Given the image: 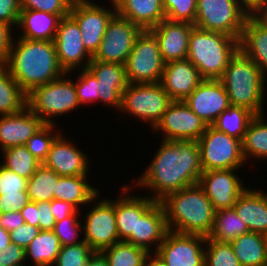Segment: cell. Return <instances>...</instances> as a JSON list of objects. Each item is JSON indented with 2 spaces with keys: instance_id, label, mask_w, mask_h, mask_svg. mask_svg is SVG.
<instances>
[{
  "instance_id": "cell-23",
  "label": "cell",
  "mask_w": 267,
  "mask_h": 266,
  "mask_svg": "<svg viewBox=\"0 0 267 266\" xmlns=\"http://www.w3.org/2000/svg\"><path fill=\"white\" fill-rule=\"evenodd\" d=\"M203 80L186 58L165 63L160 83L173 101H184Z\"/></svg>"
},
{
  "instance_id": "cell-61",
  "label": "cell",
  "mask_w": 267,
  "mask_h": 266,
  "mask_svg": "<svg viewBox=\"0 0 267 266\" xmlns=\"http://www.w3.org/2000/svg\"><path fill=\"white\" fill-rule=\"evenodd\" d=\"M71 4H75L77 2L83 1V0H68Z\"/></svg>"
},
{
  "instance_id": "cell-3",
  "label": "cell",
  "mask_w": 267,
  "mask_h": 266,
  "mask_svg": "<svg viewBox=\"0 0 267 266\" xmlns=\"http://www.w3.org/2000/svg\"><path fill=\"white\" fill-rule=\"evenodd\" d=\"M166 214L169 231L208 237L215 218V209L199 184L168 194L160 201Z\"/></svg>"
},
{
  "instance_id": "cell-28",
  "label": "cell",
  "mask_w": 267,
  "mask_h": 266,
  "mask_svg": "<svg viewBox=\"0 0 267 266\" xmlns=\"http://www.w3.org/2000/svg\"><path fill=\"white\" fill-rule=\"evenodd\" d=\"M116 13L142 30H150L166 19L162 0H114Z\"/></svg>"
},
{
  "instance_id": "cell-18",
  "label": "cell",
  "mask_w": 267,
  "mask_h": 266,
  "mask_svg": "<svg viewBox=\"0 0 267 266\" xmlns=\"http://www.w3.org/2000/svg\"><path fill=\"white\" fill-rule=\"evenodd\" d=\"M184 102L207 125L230 107L226 89L220 80L214 79H204Z\"/></svg>"
},
{
  "instance_id": "cell-41",
  "label": "cell",
  "mask_w": 267,
  "mask_h": 266,
  "mask_svg": "<svg viewBox=\"0 0 267 266\" xmlns=\"http://www.w3.org/2000/svg\"><path fill=\"white\" fill-rule=\"evenodd\" d=\"M205 266H242L229 242H218L206 237Z\"/></svg>"
},
{
  "instance_id": "cell-48",
  "label": "cell",
  "mask_w": 267,
  "mask_h": 266,
  "mask_svg": "<svg viewBox=\"0 0 267 266\" xmlns=\"http://www.w3.org/2000/svg\"><path fill=\"white\" fill-rule=\"evenodd\" d=\"M21 10L20 0H0V22L15 28Z\"/></svg>"
},
{
  "instance_id": "cell-54",
  "label": "cell",
  "mask_w": 267,
  "mask_h": 266,
  "mask_svg": "<svg viewBox=\"0 0 267 266\" xmlns=\"http://www.w3.org/2000/svg\"><path fill=\"white\" fill-rule=\"evenodd\" d=\"M23 224H25V220L20 211H11L0 214V227L8 232L22 226Z\"/></svg>"
},
{
  "instance_id": "cell-12",
  "label": "cell",
  "mask_w": 267,
  "mask_h": 266,
  "mask_svg": "<svg viewBox=\"0 0 267 266\" xmlns=\"http://www.w3.org/2000/svg\"><path fill=\"white\" fill-rule=\"evenodd\" d=\"M141 32L139 26L116 13L109 21L99 49L92 58L124 65Z\"/></svg>"
},
{
  "instance_id": "cell-2",
  "label": "cell",
  "mask_w": 267,
  "mask_h": 266,
  "mask_svg": "<svg viewBox=\"0 0 267 266\" xmlns=\"http://www.w3.org/2000/svg\"><path fill=\"white\" fill-rule=\"evenodd\" d=\"M15 42L12 39L5 67L26 94L66 73L59 64L53 41L18 37Z\"/></svg>"
},
{
  "instance_id": "cell-36",
  "label": "cell",
  "mask_w": 267,
  "mask_h": 266,
  "mask_svg": "<svg viewBox=\"0 0 267 266\" xmlns=\"http://www.w3.org/2000/svg\"><path fill=\"white\" fill-rule=\"evenodd\" d=\"M27 94L12 78L5 66H0V116L12 115L26 107Z\"/></svg>"
},
{
  "instance_id": "cell-55",
  "label": "cell",
  "mask_w": 267,
  "mask_h": 266,
  "mask_svg": "<svg viewBox=\"0 0 267 266\" xmlns=\"http://www.w3.org/2000/svg\"><path fill=\"white\" fill-rule=\"evenodd\" d=\"M25 223L38 227L39 218L37 215L36 202H29L23 209L20 210Z\"/></svg>"
},
{
  "instance_id": "cell-42",
  "label": "cell",
  "mask_w": 267,
  "mask_h": 266,
  "mask_svg": "<svg viewBox=\"0 0 267 266\" xmlns=\"http://www.w3.org/2000/svg\"><path fill=\"white\" fill-rule=\"evenodd\" d=\"M56 127L55 124H44L25 144L28 151L40 163L46 159L52 142L61 133L60 130H55Z\"/></svg>"
},
{
  "instance_id": "cell-59",
  "label": "cell",
  "mask_w": 267,
  "mask_h": 266,
  "mask_svg": "<svg viewBox=\"0 0 267 266\" xmlns=\"http://www.w3.org/2000/svg\"><path fill=\"white\" fill-rule=\"evenodd\" d=\"M10 243L11 241L9 232L0 227V250L9 246Z\"/></svg>"
},
{
  "instance_id": "cell-50",
  "label": "cell",
  "mask_w": 267,
  "mask_h": 266,
  "mask_svg": "<svg viewBox=\"0 0 267 266\" xmlns=\"http://www.w3.org/2000/svg\"><path fill=\"white\" fill-rule=\"evenodd\" d=\"M39 231V227L25 223L9 232L10 241L26 249L30 242L39 234Z\"/></svg>"
},
{
  "instance_id": "cell-44",
  "label": "cell",
  "mask_w": 267,
  "mask_h": 266,
  "mask_svg": "<svg viewBox=\"0 0 267 266\" xmlns=\"http://www.w3.org/2000/svg\"><path fill=\"white\" fill-rule=\"evenodd\" d=\"M166 19L194 24L197 0H162Z\"/></svg>"
},
{
  "instance_id": "cell-60",
  "label": "cell",
  "mask_w": 267,
  "mask_h": 266,
  "mask_svg": "<svg viewBox=\"0 0 267 266\" xmlns=\"http://www.w3.org/2000/svg\"><path fill=\"white\" fill-rule=\"evenodd\" d=\"M256 15L267 24V2L264 6L256 13Z\"/></svg>"
},
{
  "instance_id": "cell-26",
  "label": "cell",
  "mask_w": 267,
  "mask_h": 266,
  "mask_svg": "<svg viewBox=\"0 0 267 266\" xmlns=\"http://www.w3.org/2000/svg\"><path fill=\"white\" fill-rule=\"evenodd\" d=\"M239 49L267 74V24L250 14L239 40Z\"/></svg>"
},
{
  "instance_id": "cell-32",
  "label": "cell",
  "mask_w": 267,
  "mask_h": 266,
  "mask_svg": "<svg viewBox=\"0 0 267 266\" xmlns=\"http://www.w3.org/2000/svg\"><path fill=\"white\" fill-rule=\"evenodd\" d=\"M242 266H267V236L248 232L230 242Z\"/></svg>"
},
{
  "instance_id": "cell-19",
  "label": "cell",
  "mask_w": 267,
  "mask_h": 266,
  "mask_svg": "<svg viewBox=\"0 0 267 266\" xmlns=\"http://www.w3.org/2000/svg\"><path fill=\"white\" fill-rule=\"evenodd\" d=\"M60 133L52 142L42 165L54 170L59 176L88 175V157Z\"/></svg>"
},
{
  "instance_id": "cell-21",
  "label": "cell",
  "mask_w": 267,
  "mask_h": 266,
  "mask_svg": "<svg viewBox=\"0 0 267 266\" xmlns=\"http://www.w3.org/2000/svg\"><path fill=\"white\" fill-rule=\"evenodd\" d=\"M194 24L164 19L150 31L159 42V50L165 63L186 59L189 37Z\"/></svg>"
},
{
  "instance_id": "cell-47",
  "label": "cell",
  "mask_w": 267,
  "mask_h": 266,
  "mask_svg": "<svg viewBox=\"0 0 267 266\" xmlns=\"http://www.w3.org/2000/svg\"><path fill=\"white\" fill-rule=\"evenodd\" d=\"M21 9H30L58 15H69L71 3L68 0H20Z\"/></svg>"
},
{
  "instance_id": "cell-34",
  "label": "cell",
  "mask_w": 267,
  "mask_h": 266,
  "mask_svg": "<svg viewBox=\"0 0 267 266\" xmlns=\"http://www.w3.org/2000/svg\"><path fill=\"white\" fill-rule=\"evenodd\" d=\"M265 115H255L250 121L244 134L242 144V154L244 160L267 158V121Z\"/></svg>"
},
{
  "instance_id": "cell-7",
  "label": "cell",
  "mask_w": 267,
  "mask_h": 266,
  "mask_svg": "<svg viewBox=\"0 0 267 266\" xmlns=\"http://www.w3.org/2000/svg\"><path fill=\"white\" fill-rule=\"evenodd\" d=\"M173 102L159 83H128L122 93L121 112L148 123L153 130Z\"/></svg>"
},
{
  "instance_id": "cell-40",
  "label": "cell",
  "mask_w": 267,
  "mask_h": 266,
  "mask_svg": "<svg viewBox=\"0 0 267 266\" xmlns=\"http://www.w3.org/2000/svg\"><path fill=\"white\" fill-rule=\"evenodd\" d=\"M2 154L5 161L1 164L7 169L28 180L42 165V163L33 157L25 145L2 150Z\"/></svg>"
},
{
  "instance_id": "cell-9",
  "label": "cell",
  "mask_w": 267,
  "mask_h": 266,
  "mask_svg": "<svg viewBox=\"0 0 267 266\" xmlns=\"http://www.w3.org/2000/svg\"><path fill=\"white\" fill-rule=\"evenodd\" d=\"M128 83H159L165 62L159 42L150 30H142L124 64Z\"/></svg>"
},
{
  "instance_id": "cell-16",
  "label": "cell",
  "mask_w": 267,
  "mask_h": 266,
  "mask_svg": "<svg viewBox=\"0 0 267 266\" xmlns=\"http://www.w3.org/2000/svg\"><path fill=\"white\" fill-rule=\"evenodd\" d=\"M53 43L59 64L69 76L76 69L87 68L92 60L84 48L79 26L70 15L61 18Z\"/></svg>"
},
{
  "instance_id": "cell-17",
  "label": "cell",
  "mask_w": 267,
  "mask_h": 266,
  "mask_svg": "<svg viewBox=\"0 0 267 266\" xmlns=\"http://www.w3.org/2000/svg\"><path fill=\"white\" fill-rule=\"evenodd\" d=\"M236 170L238 169L211 170L202 173L198 184L205 191L215 211L233 208L236 200L247 189L236 174Z\"/></svg>"
},
{
  "instance_id": "cell-56",
  "label": "cell",
  "mask_w": 267,
  "mask_h": 266,
  "mask_svg": "<svg viewBox=\"0 0 267 266\" xmlns=\"http://www.w3.org/2000/svg\"><path fill=\"white\" fill-rule=\"evenodd\" d=\"M250 14H256L266 3V0H238Z\"/></svg>"
},
{
  "instance_id": "cell-33",
  "label": "cell",
  "mask_w": 267,
  "mask_h": 266,
  "mask_svg": "<svg viewBox=\"0 0 267 266\" xmlns=\"http://www.w3.org/2000/svg\"><path fill=\"white\" fill-rule=\"evenodd\" d=\"M61 247L52 230H40L25 249L26 260L30 257L35 266H54Z\"/></svg>"
},
{
  "instance_id": "cell-8",
  "label": "cell",
  "mask_w": 267,
  "mask_h": 266,
  "mask_svg": "<svg viewBox=\"0 0 267 266\" xmlns=\"http://www.w3.org/2000/svg\"><path fill=\"white\" fill-rule=\"evenodd\" d=\"M250 12L238 0H197L194 26L240 40Z\"/></svg>"
},
{
  "instance_id": "cell-11",
  "label": "cell",
  "mask_w": 267,
  "mask_h": 266,
  "mask_svg": "<svg viewBox=\"0 0 267 266\" xmlns=\"http://www.w3.org/2000/svg\"><path fill=\"white\" fill-rule=\"evenodd\" d=\"M113 9L83 0L71 4L69 15L77 22L82 34V42L86 51L93 57L99 49L107 25L116 14L114 0H109Z\"/></svg>"
},
{
  "instance_id": "cell-46",
  "label": "cell",
  "mask_w": 267,
  "mask_h": 266,
  "mask_svg": "<svg viewBox=\"0 0 267 266\" xmlns=\"http://www.w3.org/2000/svg\"><path fill=\"white\" fill-rule=\"evenodd\" d=\"M79 78L75 82L76 94L80 106L100 100L97 89V79L94 74L88 69H79Z\"/></svg>"
},
{
  "instance_id": "cell-4",
  "label": "cell",
  "mask_w": 267,
  "mask_h": 266,
  "mask_svg": "<svg viewBox=\"0 0 267 266\" xmlns=\"http://www.w3.org/2000/svg\"><path fill=\"white\" fill-rule=\"evenodd\" d=\"M266 76L261 69L240 49L230 59L219 79L230 106L244 107L255 115L264 114Z\"/></svg>"
},
{
  "instance_id": "cell-10",
  "label": "cell",
  "mask_w": 267,
  "mask_h": 266,
  "mask_svg": "<svg viewBox=\"0 0 267 266\" xmlns=\"http://www.w3.org/2000/svg\"><path fill=\"white\" fill-rule=\"evenodd\" d=\"M203 172L240 169L245 163L241 140L208 125L198 140Z\"/></svg>"
},
{
  "instance_id": "cell-25",
  "label": "cell",
  "mask_w": 267,
  "mask_h": 266,
  "mask_svg": "<svg viewBox=\"0 0 267 266\" xmlns=\"http://www.w3.org/2000/svg\"><path fill=\"white\" fill-rule=\"evenodd\" d=\"M123 188L124 195L121 194V197L115 199L116 224L120 241H125L131 234H136L137 218L155 202L150 196L129 195L131 186L125 185Z\"/></svg>"
},
{
  "instance_id": "cell-45",
  "label": "cell",
  "mask_w": 267,
  "mask_h": 266,
  "mask_svg": "<svg viewBox=\"0 0 267 266\" xmlns=\"http://www.w3.org/2000/svg\"><path fill=\"white\" fill-rule=\"evenodd\" d=\"M79 213L77 211L75 214L55 223L52 231L58 237L61 246L76 245L84 241L78 238L79 232L81 234V230H83V223L78 219Z\"/></svg>"
},
{
  "instance_id": "cell-5",
  "label": "cell",
  "mask_w": 267,
  "mask_h": 266,
  "mask_svg": "<svg viewBox=\"0 0 267 266\" xmlns=\"http://www.w3.org/2000/svg\"><path fill=\"white\" fill-rule=\"evenodd\" d=\"M238 50L237 38L194 27L189 37L187 59L198 69L203 79L219 80Z\"/></svg>"
},
{
  "instance_id": "cell-39",
  "label": "cell",
  "mask_w": 267,
  "mask_h": 266,
  "mask_svg": "<svg viewBox=\"0 0 267 266\" xmlns=\"http://www.w3.org/2000/svg\"><path fill=\"white\" fill-rule=\"evenodd\" d=\"M60 176L41 165L27 182V192L31 202L52 201L54 189Z\"/></svg>"
},
{
  "instance_id": "cell-20",
  "label": "cell",
  "mask_w": 267,
  "mask_h": 266,
  "mask_svg": "<svg viewBox=\"0 0 267 266\" xmlns=\"http://www.w3.org/2000/svg\"><path fill=\"white\" fill-rule=\"evenodd\" d=\"M87 68L97 79L100 102L120 110L122 93L128 84L125 66L119 63L100 62L92 58Z\"/></svg>"
},
{
  "instance_id": "cell-24",
  "label": "cell",
  "mask_w": 267,
  "mask_h": 266,
  "mask_svg": "<svg viewBox=\"0 0 267 266\" xmlns=\"http://www.w3.org/2000/svg\"><path fill=\"white\" fill-rule=\"evenodd\" d=\"M45 123L27 106L12 115L0 116V150L25 145Z\"/></svg>"
},
{
  "instance_id": "cell-1",
  "label": "cell",
  "mask_w": 267,
  "mask_h": 266,
  "mask_svg": "<svg viewBox=\"0 0 267 266\" xmlns=\"http://www.w3.org/2000/svg\"><path fill=\"white\" fill-rule=\"evenodd\" d=\"M160 144L136 181L137 187L148 188L153 192L150 198L159 202L172 192L198 184L203 173L198 141L162 140Z\"/></svg>"
},
{
  "instance_id": "cell-30",
  "label": "cell",
  "mask_w": 267,
  "mask_h": 266,
  "mask_svg": "<svg viewBox=\"0 0 267 266\" xmlns=\"http://www.w3.org/2000/svg\"><path fill=\"white\" fill-rule=\"evenodd\" d=\"M27 182L0 163V214L20 211L30 202Z\"/></svg>"
},
{
  "instance_id": "cell-43",
  "label": "cell",
  "mask_w": 267,
  "mask_h": 266,
  "mask_svg": "<svg viewBox=\"0 0 267 266\" xmlns=\"http://www.w3.org/2000/svg\"><path fill=\"white\" fill-rule=\"evenodd\" d=\"M95 251L85 242L60 248L55 266H86Z\"/></svg>"
},
{
  "instance_id": "cell-53",
  "label": "cell",
  "mask_w": 267,
  "mask_h": 266,
  "mask_svg": "<svg viewBox=\"0 0 267 266\" xmlns=\"http://www.w3.org/2000/svg\"><path fill=\"white\" fill-rule=\"evenodd\" d=\"M51 211L54 215L55 222H58L75 214L79 211V208L70 202L53 199L51 201Z\"/></svg>"
},
{
  "instance_id": "cell-15",
  "label": "cell",
  "mask_w": 267,
  "mask_h": 266,
  "mask_svg": "<svg viewBox=\"0 0 267 266\" xmlns=\"http://www.w3.org/2000/svg\"><path fill=\"white\" fill-rule=\"evenodd\" d=\"M206 237L168 231L156 253L167 266H205Z\"/></svg>"
},
{
  "instance_id": "cell-51",
  "label": "cell",
  "mask_w": 267,
  "mask_h": 266,
  "mask_svg": "<svg viewBox=\"0 0 267 266\" xmlns=\"http://www.w3.org/2000/svg\"><path fill=\"white\" fill-rule=\"evenodd\" d=\"M37 215L39 218L38 227L40 230H53L55 218L51 211V201L36 202Z\"/></svg>"
},
{
  "instance_id": "cell-27",
  "label": "cell",
  "mask_w": 267,
  "mask_h": 266,
  "mask_svg": "<svg viewBox=\"0 0 267 266\" xmlns=\"http://www.w3.org/2000/svg\"><path fill=\"white\" fill-rule=\"evenodd\" d=\"M249 232L267 236V192L247 189L239 196L233 207Z\"/></svg>"
},
{
  "instance_id": "cell-57",
  "label": "cell",
  "mask_w": 267,
  "mask_h": 266,
  "mask_svg": "<svg viewBox=\"0 0 267 266\" xmlns=\"http://www.w3.org/2000/svg\"><path fill=\"white\" fill-rule=\"evenodd\" d=\"M86 266H108L107 259L101 252H94Z\"/></svg>"
},
{
  "instance_id": "cell-31",
  "label": "cell",
  "mask_w": 267,
  "mask_h": 266,
  "mask_svg": "<svg viewBox=\"0 0 267 266\" xmlns=\"http://www.w3.org/2000/svg\"><path fill=\"white\" fill-rule=\"evenodd\" d=\"M87 175L60 176L54 189V199L70 202L77 208L80 205L94 204L100 199L97 188L88 184ZM84 204V205H83Z\"/></svg>"
},
{
  "instance_id": "cell-37",
  "label": "cell",
  "mask_w": 267,
  "mask_h": 266,
  "mask_svg": "<svg viewBox=\"0 0 267 266\" xmlns=\"http://www.w3.org/2000/svg\"><path fill=\"white\" fill-rule=\"evenodd\" d=\"M255 114L244 107L230 106L211 124L216 130L243 140L246 129Z\"/></svg>"
},
{
  "instance_id": "cell-35",
  "label": "cell",
  "mask_w": 267,
  "mask_h": 266,
  "mask_svg": "<svg viewBox=\"0 0 267 266\" xmlns=\"http://www.w3.org/2000/svg\"><path fill=\"white\" fill-rule=\"evenodd\" d=\"M249 230L234 208L215 211L212 230L207 238L218 242H231Z\"/></svg>"
},
{
  "instance_id": "cell-29",
  "label": "cell",
  "mask_w": 267,
  "mask_h": 266,
  "mask_svg": "<svg viewBox=\"0 0 267 266\" xmlns=\"http://www.w3.org/2000/svg\"><path fill=\"white\" fill-rule=\"evenodd\" d=\"M61 18L58 15L37 10L22 9L17 28H22L20 38L53 41Z\"/></svg>"
},
{
  "instance_id": "cell-14",
  "label": "cell",
  "mask_w": 267,
  "mask_h": 266,
  "mask_svg": "<svg viewBox=\"0 0 267 266\" xmlns=\"http://www.w3.org/2000/svg\"><path fill=\"white\" fill-rule=\"evenodd\" d=\"M207 126L184 101H173L153 131L163 133L162 140L198 141Z\"/></svg>"
},
{
  "instance_id": "cell-58",
  "label": "cell",
  "mask_w": 267,
  "mask_h": 266,
  "mask_svg": "<svg viewBox=\"0 0 267 266\" xmlns=\"http://www.w3.org/2000/svg\"><path fill=\"white\" fill-rule=\"evenodd\" d=\"M144 266H167V265L156 252H153L147 255Z\"/></svg>"
},
{
  "instance_id": "cell-38",
  "label": "cell",
  "mask_w": 267,
  "mask_h": 266,
  "mask_svg": "<svg viewBox=\"0 0 267 266\" xmlns=\"http://www.w3.org/2000/svg\"><path fill=\"white\" fill-rule=\"evenodd\" d=\"M108 266H144L149 252L141 247L124 241L115 243L101 251Z\"/></svg>"
},
{
  "instance_id": "cell-13",
  "label": "cell",
  "mask_w": 267,
  "mask_h": 266,
  "mask_svg": "<svg viewBox=\"0 0 267 266\" xmlns=\"http://www.w3.org/2000/svg\"><path fill=\"white\" fill-rule=\"evenodd\" d=\"M85 214L83 240L95 251L101 252L120 242L116 224L115 200L103 198Z\"/></svg>"
},
{
  "instance_id": "cell-49",
  "label": "cell",
  "mask_w": 267,
  "mask_h": 266,
  "mask_svg": "<svg viewBox=\"0 0 267 266\" xmlns=\"http://www.w3.org/2000/svg\"><path fill=\"white\" fill-rule=\"evenodd\" d=\"M25 261V249L15 243L0 250V266H23Z\"/></svg>"
},
{
  "instance_id": "cell-22",
  "label": "cell",
  "mask_w": 267,
  "mask_h": 266,
  "mask_svg": "<svg viewBox=\"0 0 267 266\" xmlns=\"http://www.w3.org/2000/svg\"><path fill=\"white\" fill-rule=\"evenodd\" d=\"M168 231L164 207L161 202L155 201L137 218L136 234H131L124 242L141 247L149 253L154 250L156 252Z\"/></svg>"
},
{
  "instance_id": "cell-6",
  "label": "cell",
  "mask_w": 267,
  "mask_h": 266,
  "mask_svg": "<svg viewBox=\"0 0 267 266\" xmlns=\"http://www.w3.org/2000/svg\"><path fill=\"white\" fill-rule=\"evenodd\" d=\"M66 75L69 77L65 73L52 82L33 88L27 94L26 106L45 124H55L52 116H63L80 106L75 81L66 78Z\"/></svg>"
},
{
  "instance_id": "cell-52",
  "label": "cell",
  "mask_w": 267,
  "mask_h": 266,
  "mask_svg": "<svg viewBox=\"0 0 267 266\" xmlns=\"http://www.w3.org/2000/svg\"><path fill=\"white\" fill-rule=\"evenodd\" d=\"M12 29L9 25L0 22V66H5L12 39Z\"/></svg>"
}]
</instances>
